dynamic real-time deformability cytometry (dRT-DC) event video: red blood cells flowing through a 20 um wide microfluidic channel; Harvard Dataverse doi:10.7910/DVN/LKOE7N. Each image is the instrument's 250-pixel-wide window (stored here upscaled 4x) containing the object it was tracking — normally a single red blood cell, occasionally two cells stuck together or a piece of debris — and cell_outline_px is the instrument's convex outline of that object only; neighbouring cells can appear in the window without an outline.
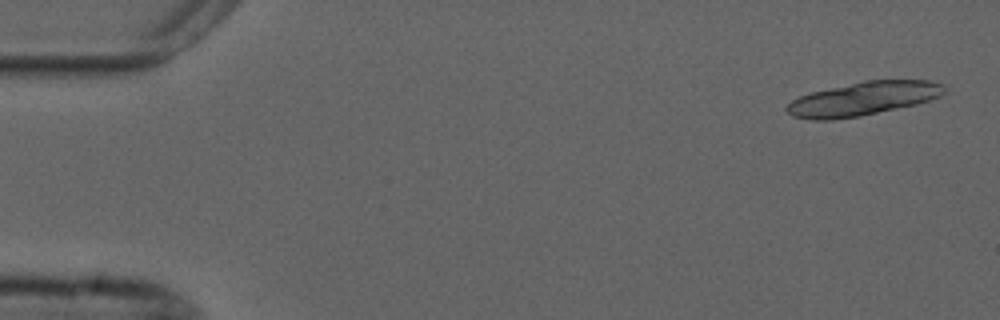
{"species": "common noctule bat (a hibernating species)", "species_latin": "Nyctalus noctula", "temperature_condition": "cold", "stored_images_in_passage": 5, "camera_frame_rate_fps": 3000, "um_per_image_px": 0.085, "animal": {"sex": "male", "forearm_length_mm": 52.5}, "frame": {"image": 1, "passage_image": 1, "time_ms": 0.0, "image_size_px": [1000, 320], "cell_outline_px": [[944, 92], [940, 96], [916, 104], [860, 116], [832, 120], [808, 120], [792, 116], [784, 108], [792, 100], [800, 96], [812, 92], [864, 80], [928, 80], [944, 84]], "centroid_in_image_um": [73.33, 8.39], "position_along_channel_um": 11.7, "area_um2": 30.75}}